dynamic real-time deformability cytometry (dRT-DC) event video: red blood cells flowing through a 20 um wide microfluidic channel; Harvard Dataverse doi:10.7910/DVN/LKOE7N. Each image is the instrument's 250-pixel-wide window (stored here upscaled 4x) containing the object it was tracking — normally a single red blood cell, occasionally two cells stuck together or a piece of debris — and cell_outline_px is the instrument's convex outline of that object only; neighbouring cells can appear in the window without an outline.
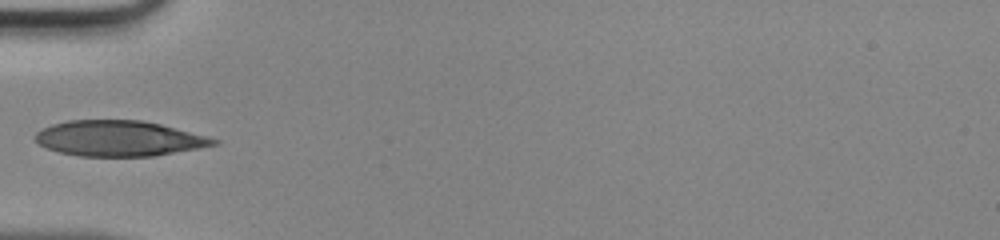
{"species": "human", "species_latin": "Homo sapiens", "temperature_condition": "room temperature", "stored_images_in_passage": 32, "camera_frame_rate_fps": 3000, "um_per_image_px": 0.085, "donor": {"sex": "male"}, "frame": {"image": 1, "passage_image": 1, "time_ms": 0.0, "image_size_px": [1000, 240], "cell_outline_px": [[220, 144], [200, 148], [152, 156], [80, 156], [60, 152], [44, 148], [36, 140], [36, 132], [52, 124], [68, 120], [144, 120], [208, 136], [220, 140]], "centroid_in_image_um": [10.14, 11.76], "position_along_channel_um": 74.9, "area_um2": 36.93}}
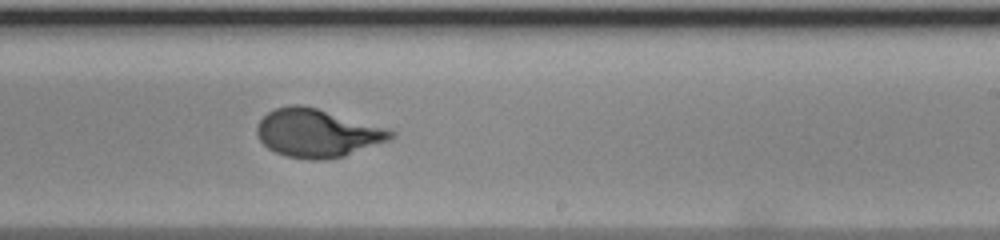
{"frame": {"image": 2, "passage_image": 14, "time_ms": 4.333, "image_size_px": [1000, 240], "cell_outline_px": [[396, 136], [388, 140], [344, 156], [320, 160], [308, 160], [288, 156], [276, 152], [268, 148], [256, 136], [256, 128], [260, 120], [268, 112], [276, 108], [288, 104], [300, 104], [316, 108], [392, 128], [396, 132]], "centroid_in_image_um": [27.0, 11.3], "position_along_channel_um": 262.0, "area_um2": 37.8}}
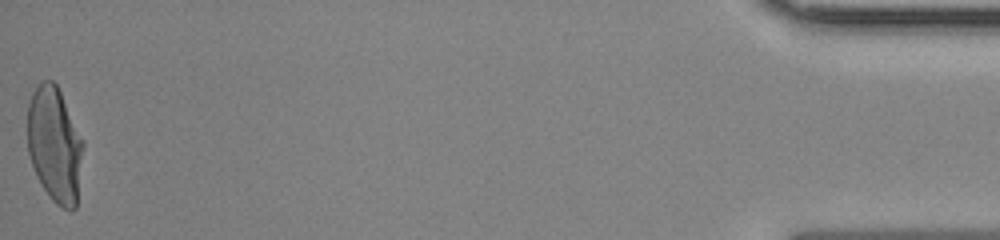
{"frame": {"image": 3, "passage_image": 32, "time_ms": 10.333, "image_size_px": [1000, 240], "cell_outline_px": [[84, 144], [76, 208], [72, 212], [56, 204], [52, 200], [40, 184], [36, 176], [28, 152], [28, 100], [32, 92], [40, 80], [52, 80], [56, 84], [84, 140]], "centroid_in_image_um": [4.65, 12.3], "position_along_channel_um": 430.6, "area_um2": 37.74}}